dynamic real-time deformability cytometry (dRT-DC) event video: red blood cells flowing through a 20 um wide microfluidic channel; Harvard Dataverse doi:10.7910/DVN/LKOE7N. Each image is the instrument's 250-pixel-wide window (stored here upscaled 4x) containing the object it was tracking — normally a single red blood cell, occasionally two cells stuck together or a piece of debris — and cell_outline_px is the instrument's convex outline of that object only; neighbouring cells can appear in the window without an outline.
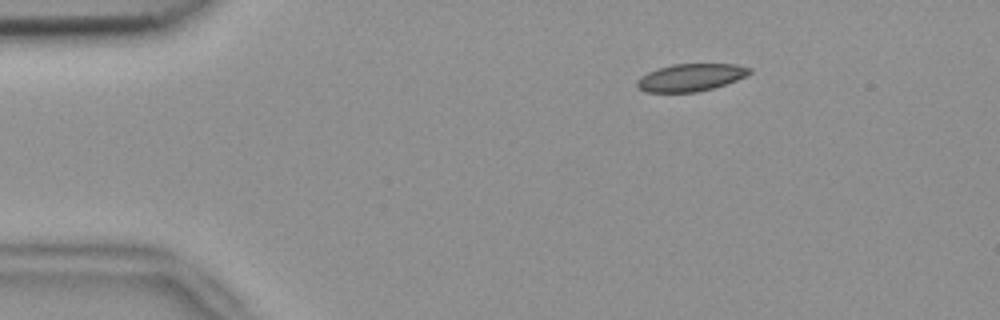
{"species": "common noctule bat (a hibernating species)", "species_latin": "Nyctalus noctula", "temperature_condition": "room temperature", "stored_images_in_passage": 54, "camera_frame_rate_fps": 3000, "um_per_image_px": 0.085, "animal": {"sex": "female", "body_mass_g": 18.4}, "frame": {"image": 1, "passage_image": 9, "time_ms": 2.667, "image_size_px": [1000, 320], "cell_outline_px": [[752, 72], [736, 80], [712, 88], [696, 92], [644, 92], [636, 88], [636, 80], [640, 76], [648, 72], [672, 64], [736, 64], [752, 68]], "centroid_in_image_um": [58.67, 6.58], "position_along_channel_um": 26.3, "area_um2": 17.98}}
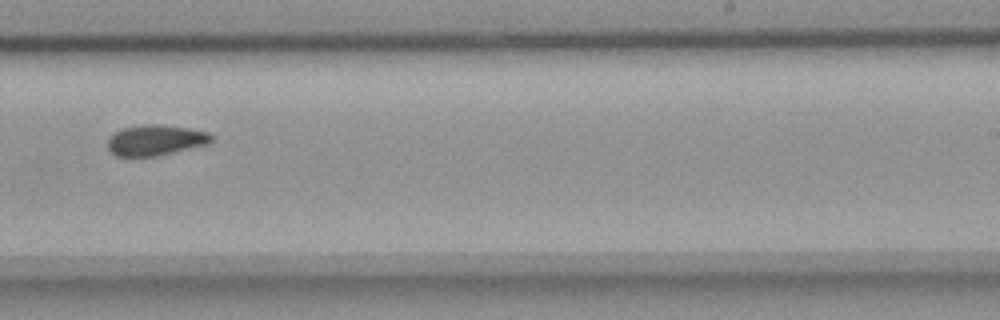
{"frame": {"image": 2, "passage_image": 34, "time_ms": 11.0, "image_size_px": [1000, 320], "cell_outline_px": [[216, 140], [212, 144], [156, 156], [116, 156], [108, 148], [108, 136], [124, 128], [144, 124], [164, 124], [192, 128], [208, 132]], "centroid_in_image_um": [13.31, 11.9], "position_along_channel_um": 275.7, "area_um2": 18.9}}
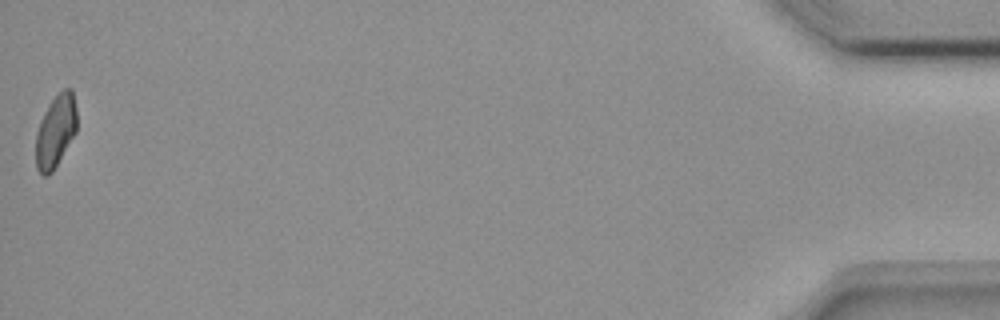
{"frame": {"image": 3, "passage_image": 54, "time_ms": 17.667, "image_size_px": [1000, 320], "cell_outline_px": [[76, 132], [52, 172], [48, 176], [44, 176], [36, 168], [36, 132], [40, 120], [48, 104], [64, 88], [72, 88], [76, 108]], "centroid_in_image_um": [4.72, 11.14], "position_along_channel_um": 430.5, "area_um2": 17.28}, "authors_computed_cell_mechanics": {"area_um2": 18.4382, "velocity_mm_per_s": 3.771, "shape_relaxation_time_tau1_ms": null, "shape_relaxation_time_tau2_ms": 4.0181, "deformation_change_tau1": null, "deformation_change_tau2": 0.0824}}